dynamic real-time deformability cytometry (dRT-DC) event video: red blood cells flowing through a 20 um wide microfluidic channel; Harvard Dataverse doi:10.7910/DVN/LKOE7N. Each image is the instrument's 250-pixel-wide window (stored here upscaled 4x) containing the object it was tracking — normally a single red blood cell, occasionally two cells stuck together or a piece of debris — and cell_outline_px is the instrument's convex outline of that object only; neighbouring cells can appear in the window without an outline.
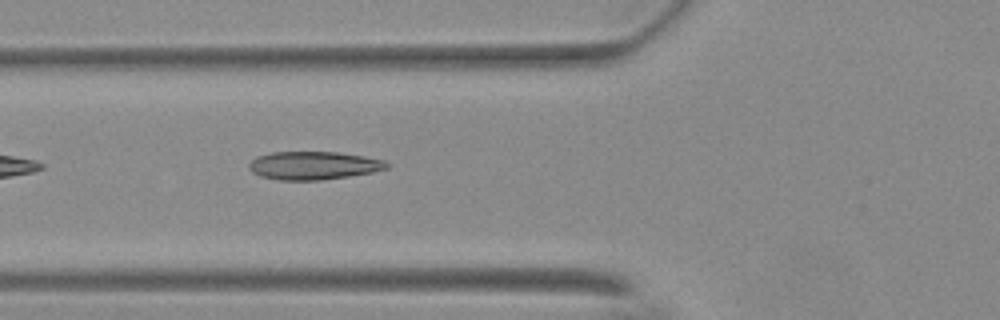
{"species": "Egyptian fruit bat (a non-hibernating species)", "species_latin": "Rousettus aegyptiacus", "temperature_condition": "warm", "stored_images_in_passage": 36, "camera_frame_rate_fps": 3000, "um_per_image_px": 0.085, "animal": {"sex": "female"}, "frame": {"image": 1, "passage_image": 5, "time_ms": 1.333, "image_size_px": [1000, 320], "cell_outline_px": [[388, 168], [372, 172], [348, 176], [320, 180], [280, 180], [260, 176], [252, 172], [248, 168], [248, 164], [256, 156], [272, 152], [336, 152], [364, 156], [384, 160], [388, 164]], "centroid_in_image_um": [26.62, 14.06], "position_along_channel_um": 99.2, "area_um2": 22.54}}
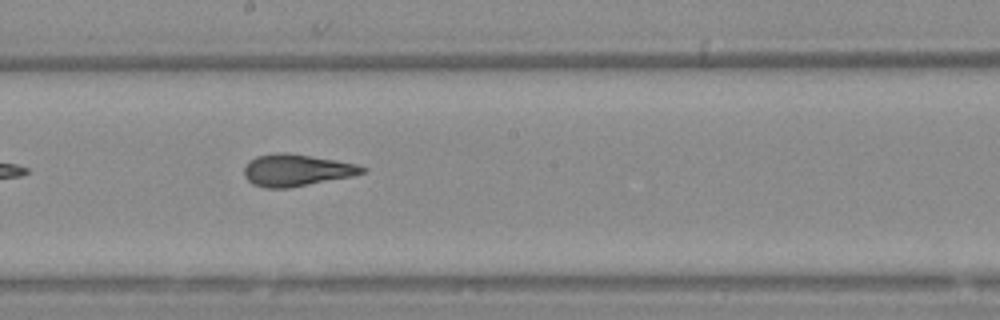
{"frame": {"image": 2, "passage_image": 15, "time_ms": 4.667, "image_size_px": [1000, 320], "cell_outline_px": [[368, 168], [364, 172], [352, 176], [288, 188], [264, 188], [252, 184], [244, 176], [244, 164], [248, 160], [256, 156], [276, 152], [288, 152], [336, 160], [356, 164]], "centroid_in_image_um": [25.15, 14.45], "position_along_channel_um": 223.1, "area_um2": 22.14}}
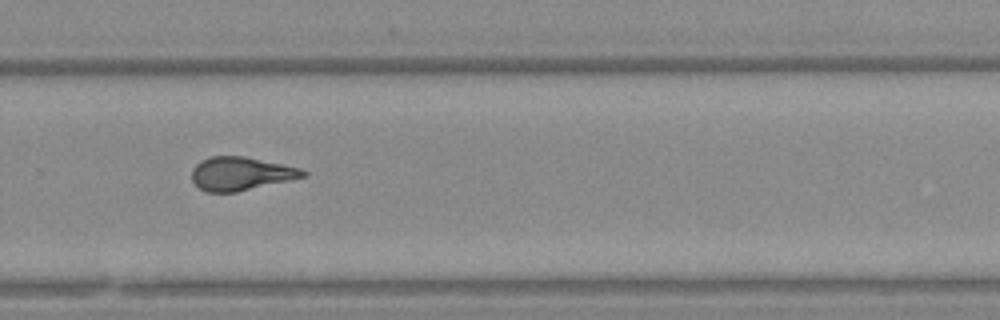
{"frame": {"image": 3, "passage_image": 22, "time_ms": 7.0, "image_size_px": [1000, 320], "cell_outline_px": [[308, 176], [236, 192], [204, 192], [192, 180], [192, 168], [200, 160], [212, 156], [244, 156], [284, 164], [300, 168], [308, 172]], "centroid_in_image_um": [20.48, 14.75], "position_along_channel_um": 309.3, "area_um2": 21.73}, "authors_computed_cell_mechanics": {"area_um2": 21.7617, "velocity_mm_per_s": 3.7149, "shape_relaxation_time_tau1_ms": 7.7072, "shape_relaxation_time_tau2_ms": 1.5686, "deformation_change_tau1": 0.2224, "deformation_change_tau2": 0.0972}}